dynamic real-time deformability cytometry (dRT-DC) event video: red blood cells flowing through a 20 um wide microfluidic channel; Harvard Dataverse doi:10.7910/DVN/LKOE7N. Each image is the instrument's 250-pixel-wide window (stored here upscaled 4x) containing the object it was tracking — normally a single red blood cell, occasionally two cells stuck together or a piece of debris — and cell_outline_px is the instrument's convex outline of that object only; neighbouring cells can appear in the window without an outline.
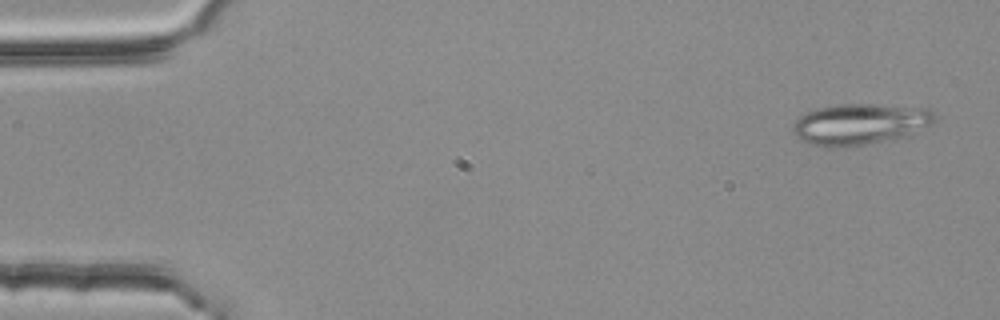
{"species": "common noctule bat (a hibernating species)", "species_latin": "Nyctalus noctula", "temperature_condition": "room temperature", "stored_images_in_passage": 5, "camera_frame_rate_fps": 3000, "um_per_image_px": 0.085, "animal": {"sex": "female", "body_mass_g": 25.1}, "frame": {"image": 1, "passage_image": 1, "time_ms": 0.0, "image_size_px": [1000, 320], "cell_outline_px": [[936, 120], [932, 124], [900, 136], [860, 144], [812, 144], [800, 140], [792, 132], [792, 124], [800, 116], [816, 108], [840, 104], [876, 104], [932, 108], [936, 116]], "centroid_in_image_um": [73.1, 10.47], "position_along_channel_um": 11.9, "area_um2": 32.71}}